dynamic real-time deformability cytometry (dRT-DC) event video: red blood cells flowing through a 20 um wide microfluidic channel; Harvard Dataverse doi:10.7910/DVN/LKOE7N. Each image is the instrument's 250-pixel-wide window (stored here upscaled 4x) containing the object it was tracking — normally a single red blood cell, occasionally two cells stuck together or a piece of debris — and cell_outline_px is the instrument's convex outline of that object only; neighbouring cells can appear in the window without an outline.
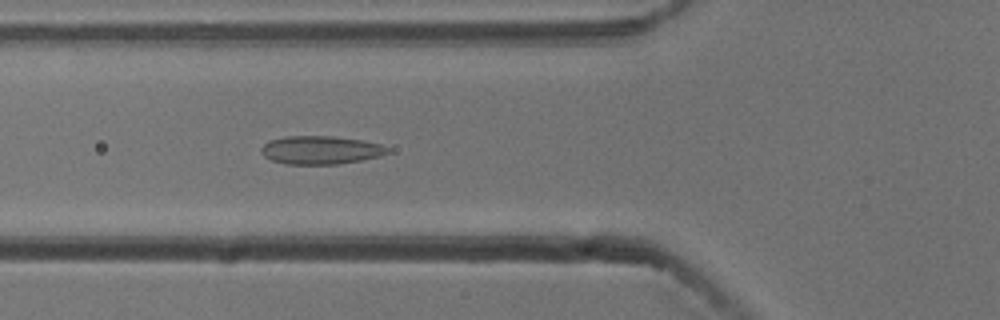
{"species": "common noctule bat (a hibernating species)", "species_latin": "Nyctalus noctula", "temperature_condition": "cold", "stored_images_in_passage": 44, "camera_frame_rate_fps": 3000, "um_per_image_px": 0.085, "animal": {"sex": "male", "body_mass_g": 13.3}, "frame": {"image": 1, "passage_image": 10, "time_ms": 3.0, "image_size_px": [1000, 320], "cell_outline_px": [[388, 152], [380, 156], [360, 160], [336, 164], [288, 164], [272, 160], [264, 156], [260, 152], [260, 148], [268, 140], [288, 136], [332, 136], [360, 140], [380, 144], [388, 148]], "centroid_in_image_um": [27.21, 12.75], "position_along_channel_um": 98.6, "area_um2": 20.63}}
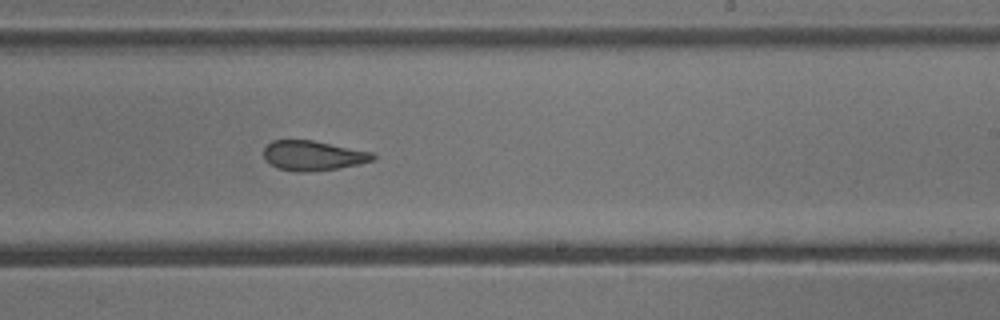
{"frame": {"image": 2, "passage_image": 23, "time_ms": 7.333, "image_size_px": [1000, 320], "cell_outline_px": [[376, 156], [372, 160], [360, 164], [340, 168], [304, 172], [296, 172], [276, 168], [264, 156], [264, 148], [272, 140], [312, 140], [372, 152]], "centroid_in_image_um": [26.61, 13.23], "position_along_channel_um": 262.4, "area_um2": 18.84}}
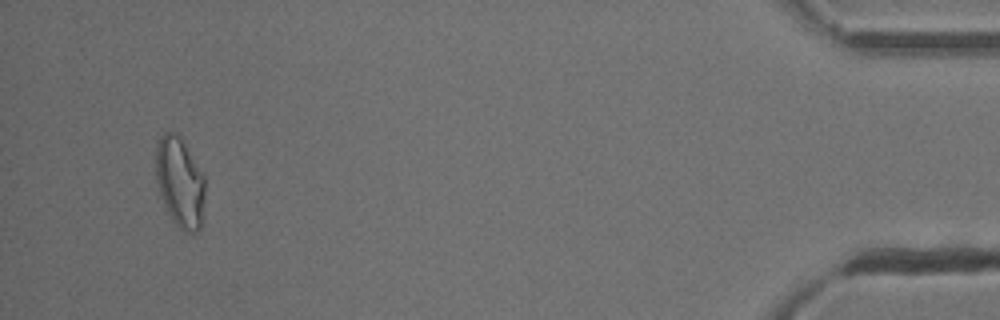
{"frame": {"image": 3, "passage_image": 42, "time_ms": 13.667, "image_size_px": [1000, 320], "cell_outline_px": [[204, 224], [192, 236], [184, 232], [172, 220], [164, 204], [156, 180], [156, 144], [160, 136], [164, 132], [180, 132], [204, 176]], "centroid_in_image_um": [15.32, 15.5], "position_along_channel_um": 419.9, "area_um2": 26.53}, "authors_computed_cell_mechanics": {"area_um2": 20.6346, "velocity_mm_per_s": 3.7691, "shape_relaxation_time_tau1_ms": null, "shape_relaxation_time_tau2_ms": 2.1263, "deformation_change_tau1": null, "deformation_change_tau2": 0.0871}}